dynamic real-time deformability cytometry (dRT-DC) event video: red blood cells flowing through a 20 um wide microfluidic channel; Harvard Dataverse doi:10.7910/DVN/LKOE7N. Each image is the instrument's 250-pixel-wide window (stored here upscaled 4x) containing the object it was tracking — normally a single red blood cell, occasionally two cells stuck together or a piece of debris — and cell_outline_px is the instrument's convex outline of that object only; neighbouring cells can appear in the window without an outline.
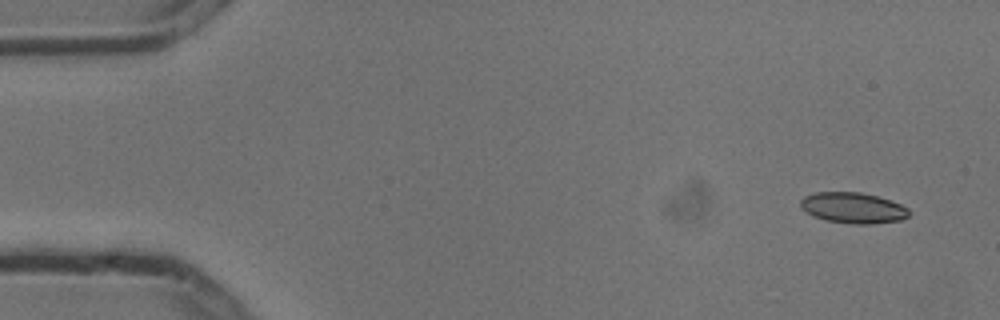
{"species": "common noctule bat (a hibernating species)", "species_latin": "Nyctalus noctula", "temperature_condition": "cold", "stored_images_in_passage": 6, "camera_frame_rate_fps": 3000, "um_per_image_px": 0.085, "animal": {"sex": "male", "body_mass_g": 13.3}, "frame": {"image": 1, "passage_image": 1, "time_ms": 0.0, "image_size_px": [1000, 320], "cell_outline_px": [[912, 212], [908, 216], [900, 220], [872, 224], [852, 224], [824, 220], [812, 216], [800, 208], [800, 200], [804, 196], [816, 192], [860, 192], [876, 196], [900, 204], [908, 208]], "centroid_in_image_um": [72.48, 17.67], "position_along_channel_um": 12.5, "area_um2": 19.59}}
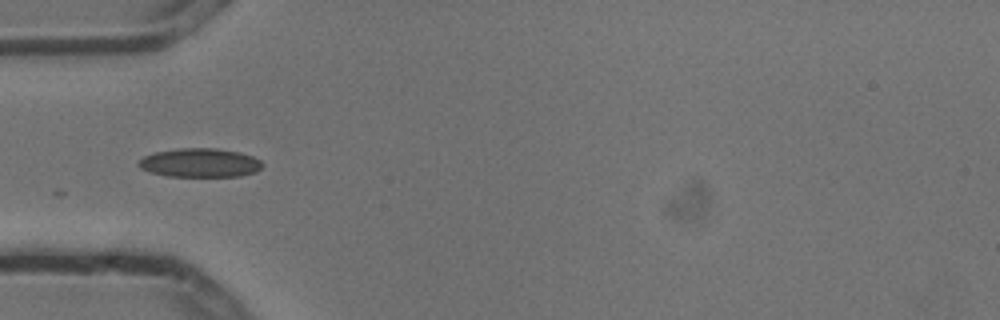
{"frame": {"image": 2, "passage_image": 5, "time_ms": 1.333, "image_size_px": [1000, 320], "cell_outline_px": [[264, 164], [256, 172], [240, 176], [168, 176], [148, 172], [140, 168], [136, 164], [144, 156], [156, 152], [180, 148], [216, 148], [240, 152], [252, 156], [260, 160]], "centroid_in_image_um": [16.99, 13.84], "position_along_channel_um": 68.0, "area_um2": 20.87}}
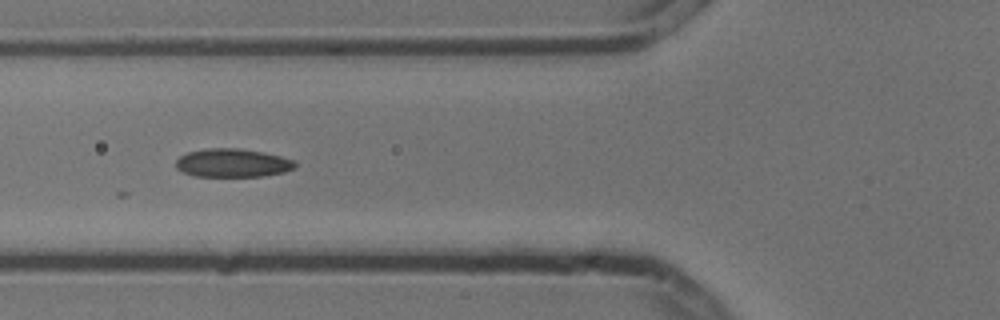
{"frame": {"image": 3, "passage_image": 6, "time_ms": 1.667, "image_size_px": [1000, 320], "cell_outline_px": [[296, 168], [284, 172], [260, 176], [196, 176], [184, 172], [176, 168], [176, 160], [180, 156], [188, 152], [208, 148], [236, 148], [264, 152], [296, 160]], "centroid_in_image_um": [19.8, 13.84], "position_along_channel_um": 106.0, "area_um2": 19.71}}